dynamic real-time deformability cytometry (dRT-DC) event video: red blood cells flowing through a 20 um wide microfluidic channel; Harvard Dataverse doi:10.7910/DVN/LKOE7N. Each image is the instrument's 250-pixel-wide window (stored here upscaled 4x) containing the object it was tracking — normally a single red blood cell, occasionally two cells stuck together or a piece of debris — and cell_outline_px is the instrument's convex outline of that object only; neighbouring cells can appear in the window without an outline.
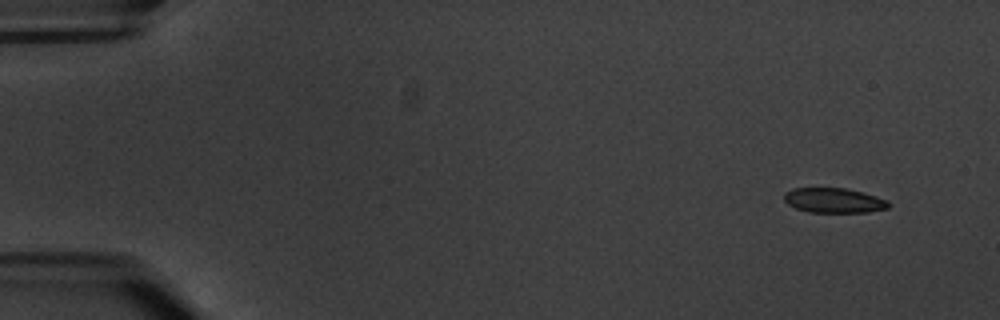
{"species": "common noctule bat (a hibernating species)", "species_latin": "Nyctalus noctula", "temperature_condition": "warm", "stored_images_in_passage": 6, "camera_frame_rate_fps": 3000, "um_per_image_px": 0.085, "animal": {"sex": "male", "body_mass_g": 20.1, "forearm_length_mm": 53.5}, "frame": {"image": 1, "passage_image": 1, "time_ms": 0.0, "image_size_px": [1000, 320], "cell_outline_px": [[892, 204], [888, 208], [868, 212], [808, 212], [796, 208], [788, 204], [784, 200], [784, 192], [792, 188], [848, 188], [864, 192], [888, 200]], "centroid_in_image_um": [70.9, 17.03], "position_along_channel_um": 14.1, "area_um2": 15.32}}